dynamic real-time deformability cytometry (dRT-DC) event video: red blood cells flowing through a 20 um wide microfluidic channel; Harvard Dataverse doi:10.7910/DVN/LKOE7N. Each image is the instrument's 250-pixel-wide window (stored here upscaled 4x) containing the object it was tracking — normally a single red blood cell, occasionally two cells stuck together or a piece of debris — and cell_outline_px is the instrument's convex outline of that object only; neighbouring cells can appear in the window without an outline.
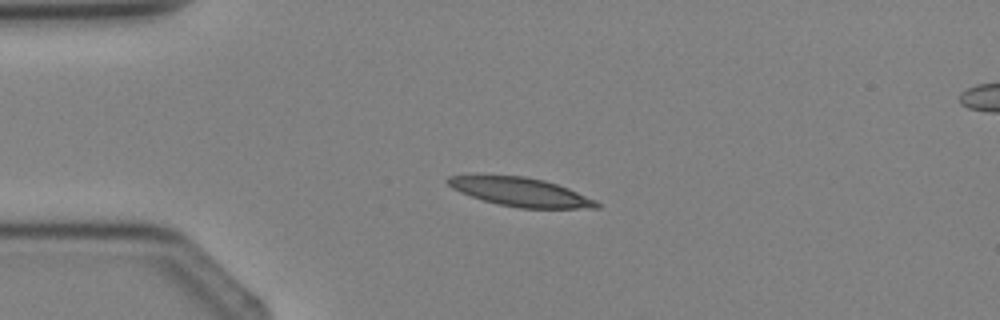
{"species": "Egyptian fruit bat (a non-hibernating species)", "species_latin": "Rousettus aegyptiacus", "temperature_condition": "cold", "stored_images_in_passage": 4, "camera_frame_rate_fps": 3000, "um_per_image_px": 0.085, "animal": {"sex": "female"}, "frame": {"image": 1, "passage_image": 3, "time_ms": 2.333, "image_size_px": [1000, 320], "cell_outline_px": [[600, 208], [520, 208], [500, 204], [484, 200], [460, 192], [452, 188], [444, 180], [448, 176], [524, 176], [544, 180], [568, 188], [596, 200], [600, 204]], "centroid_in_image_um": [44.28, 16.33], "position_along_channel_um": 40.7, "area_um2": 24.45}}